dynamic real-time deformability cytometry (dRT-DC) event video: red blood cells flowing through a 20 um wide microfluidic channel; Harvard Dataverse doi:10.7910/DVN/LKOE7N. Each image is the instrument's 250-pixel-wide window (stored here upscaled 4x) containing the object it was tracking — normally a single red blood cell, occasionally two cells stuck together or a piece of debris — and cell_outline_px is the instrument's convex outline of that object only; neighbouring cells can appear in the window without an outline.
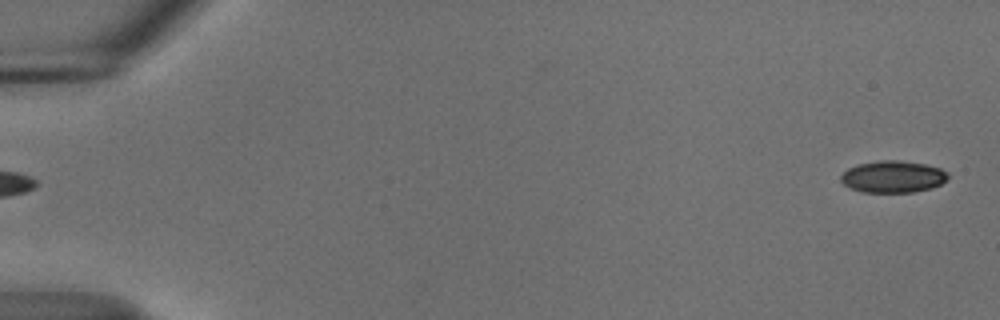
{"species": "common noctule bat (a hibernating species)", "species_latin": "Nyctalus noctula", "temperature_condition": "cold", "stored_images_in_passage": 55, "camera_frame_rate_fps": 3000, "um_per_image_px": 0.085, "animal": {"sex": "male", "body_mass_g": 18.8}, "frame": {"image": 1, "passage_image": 1, "time_ms": 0.0, "image_size_px": [1000, 320], "cell_outline_px": [[948, 180], [932, 188], [912, 192], [860, 192], [844, 184], [840, 180], [840, 176], [848, 168], [856, 164], [880, 160], [896, 160], [924, 164], [940, 168], [948, 172]], "centroid_in_image_um": [75.9, 15.02], "position_along_channel_um": 9.1, "area_um2": 19.94}}
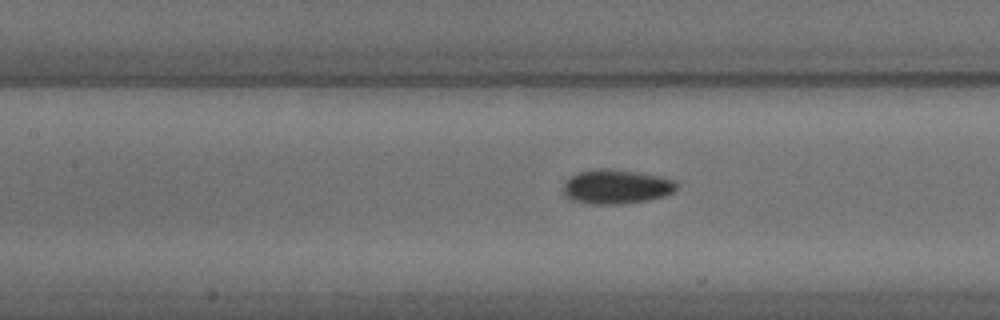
{"frame": {"image": 2, "passage_image": 25, "time_ms": 8.0, "image_size_px": [1000, 320], "cell_outline_px": [[680, 184], [672, 192], [664, 196], [648, 200], [620, 204], [588, 204], [564, 196], [564, 184], [572, 176], [580, 172], [596, 168], [608, 168], [636, 172], [660, 176], [676, 180]], "centroid_in_image_um": [52.43, 15.86], "position_along_channel_um": 155.0, "area_um2": 22.6}}
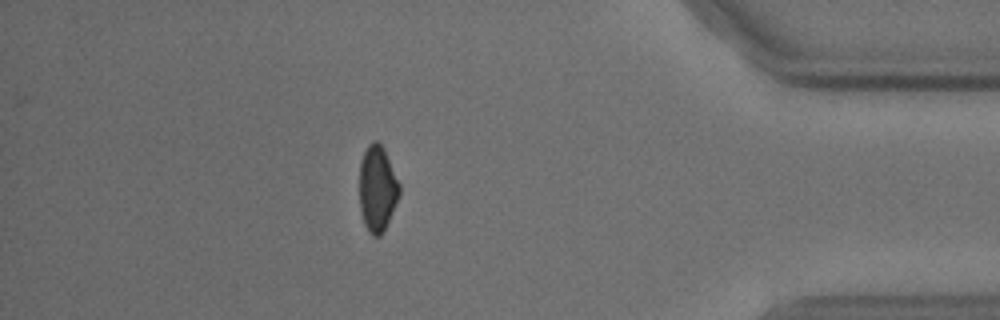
{"frame": {"image": 3, "passage_image": 48, "time_ms": 15.667, "image_size_px": [1000, 320], "cell_outline_px": [[400, 192], [384, 232], [380, 236], [372, 236], [368, 232], [364, 224], [360, 212], [360, 160], [368, 144], [372, 140], [376, 140], [384, 148], [400, 184]], "centroid_in_image_um": [32.06, 16.03], "position_along_channel_um": 403.1, "area_um2": 20.11}, "authors_computed_cell_mechanics": {"area_um2": 21.1548, "velocity_mm_per_s": 3.6958, "shape_relaxation_time_tau1_ms": 2.9703, "shape_relaxation_time_tau2_ms": null, "deformation_change_tau1": 0.0913, "deformation_change_tau2": null}}